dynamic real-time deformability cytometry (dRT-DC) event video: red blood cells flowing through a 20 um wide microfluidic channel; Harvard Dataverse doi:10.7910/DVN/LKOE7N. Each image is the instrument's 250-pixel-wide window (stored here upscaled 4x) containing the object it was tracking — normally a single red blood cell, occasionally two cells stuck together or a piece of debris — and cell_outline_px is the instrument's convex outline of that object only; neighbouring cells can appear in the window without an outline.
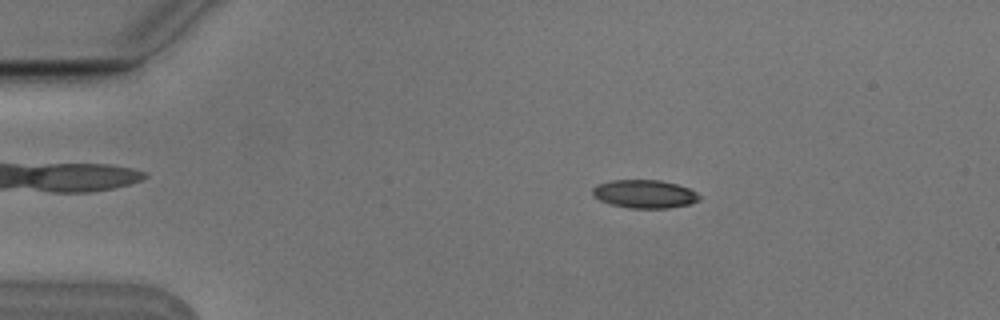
{"species": "Egyptian fruit bat (a non-hibernating species)", "species_latin": "Rousettus aegyptiacus", "temperature_condition": "cold", "stored_images_in_passage": 5, "segment_of_instrument_passage": [1, 2], "camera_frame_rate_fps": 3000, "um_per_image_px": 0.085, "animal": {"sex": "male"}, "frame": {"image": 1, "passage_image": 3, "time_ms": 0.667, "image_size_px": [1000, 320], "cell_outline_px": [[700, 200], [688, 204], [668, 208], [632, 208], [608, 204], [592, 196], [592, 188], [596, 184], [612, 180], [660, 180], [676, 184], [688, 188], [696, 192], [700, 196]], "centroid_in_image_um": [54.74, 16.48], "position_along_channel_um": 30.3, "area_um2": 17.63}}